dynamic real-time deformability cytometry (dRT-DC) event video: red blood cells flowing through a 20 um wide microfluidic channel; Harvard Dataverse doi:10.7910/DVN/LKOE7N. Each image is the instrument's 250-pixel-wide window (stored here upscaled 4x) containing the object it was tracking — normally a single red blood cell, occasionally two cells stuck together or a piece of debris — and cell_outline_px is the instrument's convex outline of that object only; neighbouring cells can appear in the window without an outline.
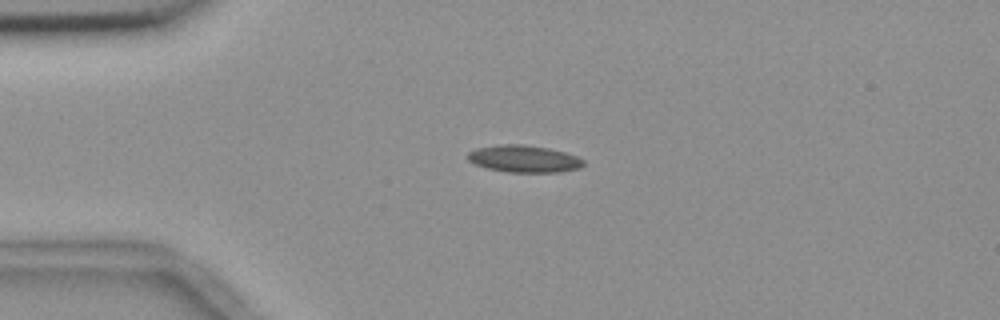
{"species": "common noctule bat (a hibernating species)", "species_latin": "Nyctalus noctula", "temperature_condition": "room temperature", "stored_images_in_passage": 4, "camera_frame_rate_fps": 3000, "um_per_image_px": 0.085, "animal": {"sex": "female", "body_mass_g": 18.4}, "frame": {"image": 1, "passage_image": 3, "time_ms": 2.333, "image_size_px": [1000, 320], "cell_outline_px": [[584, 164], [580, 168], [556, 172], [508, 172], [488, 168], [476, 164], [468, 160], [468, 152], [476, 148], [496, 144], [524, 144], [548, 148], [564, 152], [576, 156], [584, 160]], "centroid_in_image_um": [44.53, 13.49], "position_along_channel_um": 40.5, "area_um2": 18.21}}